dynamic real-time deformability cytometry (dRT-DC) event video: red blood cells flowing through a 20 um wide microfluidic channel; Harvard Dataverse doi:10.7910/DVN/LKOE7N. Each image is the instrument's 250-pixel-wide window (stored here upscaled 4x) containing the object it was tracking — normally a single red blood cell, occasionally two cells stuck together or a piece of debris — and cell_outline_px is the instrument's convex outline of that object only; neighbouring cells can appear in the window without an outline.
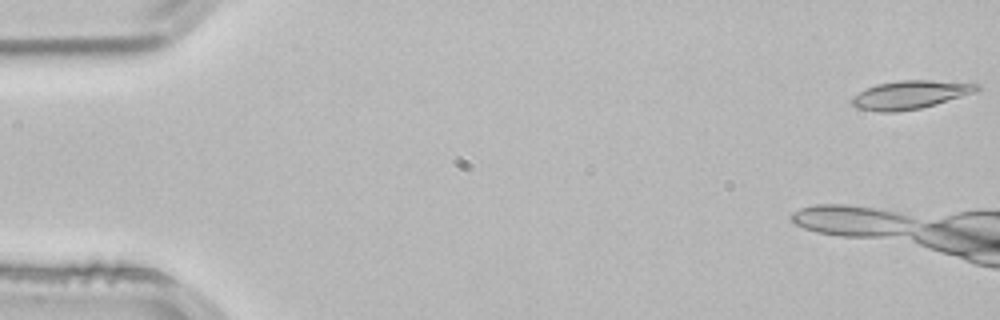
{"species": "common noctule bat (a hibernating species)", "species_latin": "Nyctalus noctula", "temperature_condition": "room temperature", "stored_images_in_passage": 44, "camera_frame_rate_fps": 3000, "um_per_image_px": 0.085, "animal": {"sex": "male", "body_mass_g": 21.5, "forearm_length_mm": 52.0}, "frame": {"image": 1, "passage_image": 1, "time_ms": 0.0, "image_size_px": [1000, 320], "cell_outline_px": [[980, 88], [976, 92], [936, 104], [920, 108], [896, 112], [880, 112], [856, 108], [852, 104], [852, 96], [876, 84], [900, 80], [928, 80], [980, 84]], "centroid_in_image_um": [77.36, 8.06], "position_along_channel_um": 7.6, "area_um2": 20.52}, "authors_computed_cell_mechanics": {"area_um2": 19.1318, "velocity_mm_per_s": 3.8375, "shape_relaxation_time_tau1_ms": null, "shape_relaxation_time_tau2_ms": 3.668, "deformation_change_tau1": null, "deformation_change_tau2": 0.0776}}